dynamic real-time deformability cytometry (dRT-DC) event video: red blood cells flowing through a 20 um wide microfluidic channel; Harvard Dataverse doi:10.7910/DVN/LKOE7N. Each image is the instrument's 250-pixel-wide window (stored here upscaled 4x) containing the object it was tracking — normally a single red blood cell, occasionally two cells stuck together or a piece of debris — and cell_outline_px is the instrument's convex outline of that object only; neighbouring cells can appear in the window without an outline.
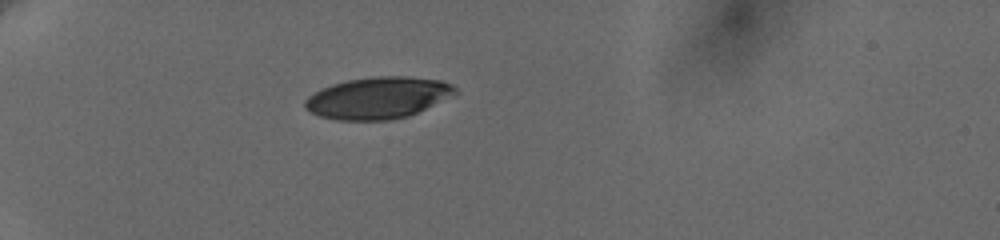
{"species": "human", "species_latin": "Homo sapiens", "temperature_condition": "cold", "stored_images_in_passage": 51, "camera_frame_rate_fps": 3000, "um_per_image_px": 0.085, "donor": {"sex": "female"}, "frame": {"image": 1, "passage_image": 1, "time_ms": 0.0, "image_size_px": [1000, 240], "cell_outline_px": [[460, 92], [408, 116], [392, 120], [336, 120], [320, 116], [304, 108], [304, 100], [308, 96], [332, 84], [348, 80], [376, 76], [408, 76], [440, 80], [452, 84]], "centroid_in_image_um": [32.14, 8.31], "position_along_channel_um": 52.9, "area_um2": 36.36}}
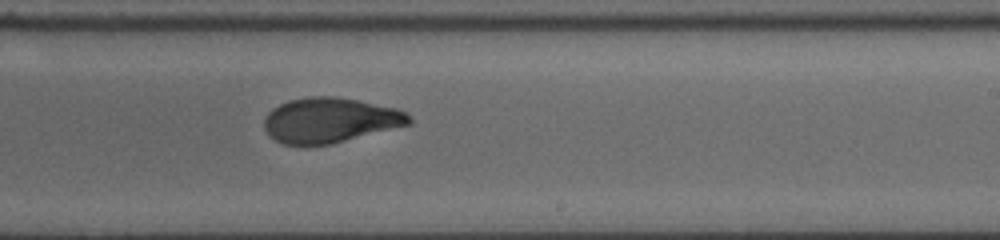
{"frame": {"image": 2, "passage_image": 26, "time_ms": 6.667, "image_size_px": [1000, 240], "cell_outline_px": [[412, 124], [332, 144], [284, 144], [276, 140], [264, 128], [264, 116], [272, 108], [288, 100], [308, 96], [332, 96], [356, 100], [396, 108], [404, 112], [412, 120]], "centroid_in_image_um": [28.04, 10.21], "position_along_channel_um": 261.0, "area_um2": 37.8}}
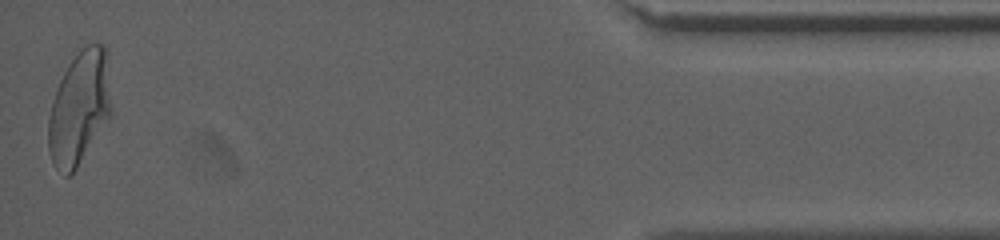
{"frame": {"image": 3, "passage_image": 51, "time_ms": 13.0, "image_size_px": [1000, 240], "cell_outline_px": [[112, 116], [76, 168], [68, 176], [64, 176], [52, 164], [48, 148], [48, 120], [52, 100], [56, 88], [68, 64], [80, 48], [88, 44], [104, 44], [112, 112]], "centroid_in_image_um": [6.73, 9.21], "position_along_channel_um": 428.5, "area_um2": 41.62}, "authors_computed_cell_mechanics": {"area_um2": 38.726, "velocity_mm_per_s": 3.653, "shape_relaxation_time_tau1_ms": 4.7906, "shape_relaxation_time_tau2_ms": 1.2748, "deformation_change_tau1": 0.1706, "deformation_change_tau2": 0.0732}}